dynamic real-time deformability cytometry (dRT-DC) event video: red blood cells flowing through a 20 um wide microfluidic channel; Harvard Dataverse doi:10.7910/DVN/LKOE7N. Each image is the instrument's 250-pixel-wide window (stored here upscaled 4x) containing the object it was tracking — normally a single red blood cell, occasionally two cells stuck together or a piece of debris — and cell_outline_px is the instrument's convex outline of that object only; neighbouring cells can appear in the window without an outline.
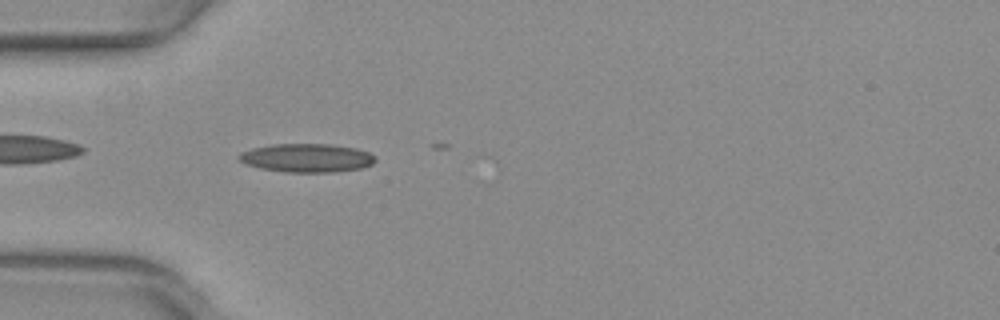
{"species": "common noctule bat (a hibernating species)", "species_latin": "Nyctalus noctula", "temperature_condition": "warm", "stored_images_in_passage": 4, "camera_frame_rate_fps": 3000, "um_per_image_px": 0.085, "animal": {"sex": "female", "body_mass_g": 29.2, "forearm_length_mm": 56.3}, "frame": {"image": 1, "passage_image": 2, "time_ms": 0.333, "image_size_px": [1000, 320], "cell_outline_px": [[376, 160], [372, 164], [364, 168], [336, 172], [284, 172], [260, 168], [248, 164], [240, 160], [236, 156], [240, 152], [252, 148], [272, 144], [332, 144], [356, 148], [368, 152], [376, 156]], "centroid_in_image_um": [26.11, 13.42], "position_along_channel_um": 58.9, "area_um2": 22.89}}